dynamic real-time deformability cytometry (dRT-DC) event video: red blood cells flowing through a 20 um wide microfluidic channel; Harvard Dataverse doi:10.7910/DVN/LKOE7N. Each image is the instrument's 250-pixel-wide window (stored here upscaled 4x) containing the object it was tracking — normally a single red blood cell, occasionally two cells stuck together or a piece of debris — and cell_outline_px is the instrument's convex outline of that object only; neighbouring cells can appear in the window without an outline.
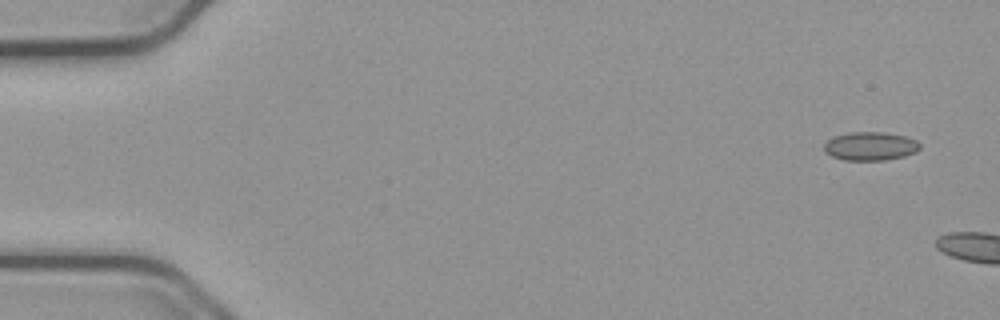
{"species": "common noctule bat (a hibernating species)", "species_latin": "Nyctalus noctula", "temperature_condition": "cold", "stored_images_in_passage": 5, "camera_frame_rate_fps": 3000, "um_per_image_px": 0.085, "animal": {"sex": "male", "body_mass_g": 23.1, "forearm_length_mm": 52.7}, "frame": {"image": 1, "passage_image": 1, "time_ms": 0.0, "image_size_px": [1000, 320], "cell_outline_px": [[920, 148], [916, 152], [904, 156], [884, 160], [844, 160], [832, 156], [824, 152], [824, 144], [828, 140], [836, 136], [848, 132], [884, 132], [904, 136], [916, 140], [920, 144]], "centroid_in_image_um": [73.98, 12.42], "position_along_channel_um": 11.0, "area_um2": 15.9}}